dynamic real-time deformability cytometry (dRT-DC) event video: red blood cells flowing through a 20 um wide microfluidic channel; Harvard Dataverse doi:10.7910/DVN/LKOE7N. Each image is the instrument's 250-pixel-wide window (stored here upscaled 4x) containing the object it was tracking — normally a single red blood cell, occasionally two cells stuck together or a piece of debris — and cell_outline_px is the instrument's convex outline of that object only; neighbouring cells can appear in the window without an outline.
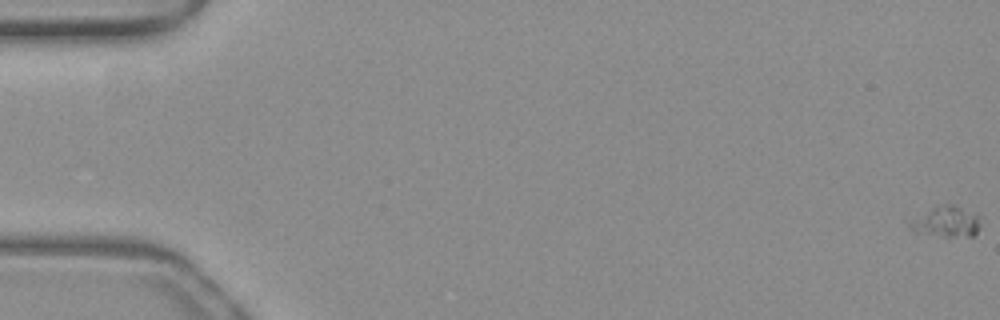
{"species": "common noctule bat (a hibernating species)", "species_latin": "Nyctalus noctula", "temperature_condition": "warm", "stored_images_in_passage": 44, "camera_frame_rate_fps": 3000, "um_per_image_px": 0.085, "animal": {"sex": "female", "body_mass_g": 19.3, "forearm_length_mm": 54.1}, "frame": {"image": 1, "passage_image": 1, "time_ms": 0.0, "image_size_px": [1000, 320], "cell_outline_px": [[980, 224], [976, 232], [972, 236], [944, 236], [916, 232], [908, 228], [904, 220], [936, 204], [952, 204], [980, 216]], "centroid_in_image_um": [80.3, 18.81], "position_along_channel_um": 4.7, "area_um2": 13.12}}
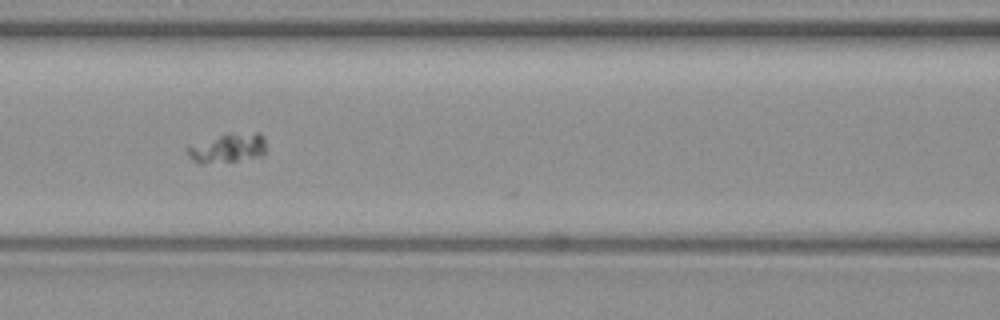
{"frame": {"image": 2, "passage_image": 25, "time_ms": 8.0, "image_size_px": [1000, 320], "cell_outline_px": [[264, 156], [236, 160], [200, 164], [192, 160], [188, 156], [184, 148], [188, 144], [220, 136], [256, 132], [264, 136]], "centroid_in_image_um": [19.28, 12.61], "position_along_channel_um": 147.3, "area_um2": 13.24}}
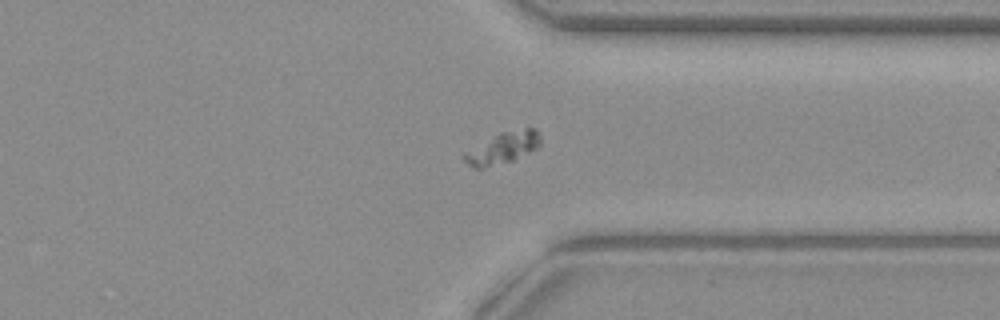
{"frame": {"image": 3, "passage_image": 42, "time_ms": 13.667, "image_size_px": [1000, 320], "cell_outline_px": [[540, 144], [536, 148], [512, 160], [480, 168], [472, 168], [460, 156], [492, 136], [500, 132], [524, 128], [536, 128], [540, 136]], "centroid_in_image_um": [42.73, 12.55], "position_along_channel_um": 368.7, "area_um2": 13.64}}